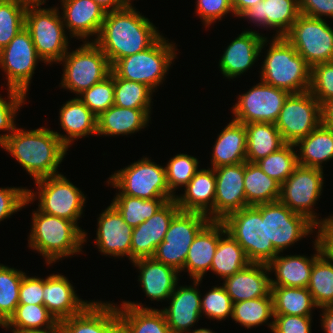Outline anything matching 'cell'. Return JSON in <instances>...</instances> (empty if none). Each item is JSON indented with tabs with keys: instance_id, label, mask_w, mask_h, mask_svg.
<instances>
[{
	"instance_id": "51",
	"label": "cell",
	"mask_w": 333,
	"mask_h": 333,
	"mask_svg": "<svg viewBox=\"0 0 333 333\" xmlns=\"http://www.w3.org/2000/svg\"><path fill=\"white\" fill-rule=\"evenodd\" d=\"M200 305L201 314L211 319L221 321L233 314V302L223 286L209 290L200 300Z\"/></svg>"
},
{
	"instance_id": "17",
	"label": "cell",
	"mask_w": 333,
	"mask_h": 333,
	"mask_svg": "<svg viewBox=\"0 0 333 333\" xmlns=\"http://www.w3.org/2000/svg\"><path fill=\"white\" fill-rule=\"evenodd\" d=\"M38 56L30 33L23 28L0 50V67L6 73L8 87L27 94Z\"/></svg>"
},
{
	"instance_id": "63",
	"label": "cell",
	"mask_w": 333,
	"mask_h": 333,
	"mask_svg": "<svg viewBox=\"0 0 333 333\" xmlns=\"http://www.w3.org/2000/svg\"><path fill=\"white\" fill-rule=\"evenodd\" d=\"M106 12L122 9L125 5L120 0H93Z\"/></svg>"
},
{
	"instance_id": "54",
	"label": "cell",
	"mask_w": 333,
	"mask_h": 333,
	"mask_svg": "<svg viewBox=\"0 0 333 333\" xmlns=\"http://www.w3.org/2000/svg\"><path fill=\"white\" fill-rule=\"evenodd\" d=\"M311 316L274 314L269 323L273 333H311Z\"/></svg>"
},
{
	"instance_id": "44",
	"label": "cell",
	"mask_w": 333,
	"mask_h": 333,
	"mask_svg": "<svg viewBox=\"0 0 333 333\" xmlns=\"http://www.w3.org/2000/svg\"><path fill=\"white\" fill-rule=\"evenodd\" d=\"M272 317L274 318L272 294L233 303L232 319L247 329L266 323Z\"/></svg>"
},
{
	"instance_id": "27",
	"label": "cell",
	"mask_w": 333,
	"mask_h": 333,
	"mask_svg": "<svg viewBox=\"0 0 333 333\" xmlns=\"http://www.w3.org/2000/svg\"><path fill=\"white\" fill-rule=\"evenodd\" d=\"M315 254L311 257L301 255L280 256L279 253L267 265L275 271L276 279L271 278V286L307 288L314 261L324 252L320 238L314 241Z\"/></svg>"
},
{
	"instance_id": "39",
	"label": "cell",
	"mask_w": 333,
	"mask_h": 333,
	"mask_svg": "<svg viewBox=\"0 0 333 333\" xmlns=\"http://www.w3.org/2000/svg\"><path fill=\"white\" fill-rule=\"evenodd\" d=\"M274 314L312 316L317 308L308 288L271 286Z\"/></svg>"
},
{
	"instance_id": "34",
	"label": "cell",
	"mask_w": 333,
	"mask_h": 333,
	"mask_svg": "<svg viewBox=\"0 0 333 333\" xmlns=\"http://www.w3.org/2000/svg\"><path fill=\"white\" fill-rule=\"evenodd\" d=\"M247 132L245 125L231 120L215 141L211 168L246 162Z\"/></svg>"
},
{
	"instance_id": "42",
	"label": "cell",
	"mask_w": 333,
	"mask_h": 333,
	"mask_svg": "<svg viewBox=\"0 0 333 333\" xmlns=\"http://www.w3.org/2000/svg\"><path fill=\"white\" fill-rule=\"evenodd\" d=\"M307 288L317 308L333 306V259L325 251L314 261Z\"/></svg>"
},
{
	"instance_id": "36",
	"label": "cell",
	"mask_w": 333,
	"mask_h": 333,
	"mask_svg": "<svg viewBox=\"0 0 333 333\" xmlns=\"http://www.w3.org/2000/svg\"><path fill=\"white\" fill-rule=\"evenodd\" d=\"M295 146L300 148L298 165L323 170L321 164L333 159V130L320 124Z\"/></svg>"
},
{
	"instance_id": "52",
	"label": "cell",
	"mask_w": 333,
	"mask_h": 333,
	"mask_svg": "<svg viewBox=\"0 0 333 333\" xmlns=\"http://www.w3.org/2000/svg\"><path fill=\"white\" fill-rule=\"evenodd\" d=\"M309 91L320 104L333 99V61L311 67Z\"/></svg>"
},
{
	"instance_id": "70",
	"label": "cell",
	"mask_w": 333,
	"mask_h": 333,
	"mask_svg": "<svg viewBox=\"0 0 333 333\" xmlns=\"http://www.w3.org/2000/svg\"><path fill=\"white\" fill-rule=\"evenodd\" d=\"M46 0H40V4H44Z\"/></svg>"
},
{
	"instance_id": "18",
	"label": "cell",
	"mask_w": 333,
	"mask_h": 333,
	"mask_svg": "<svg viewBox=\"0 0 333 333\" xmlns=\"http://www.w3.org/2000/svg\"><path fill=\"white\" fill-rule=\"evenodd\" d=\"M214 171V221H223L229 214L246 207L244 162L214 168Z\"/></svg>"
},
{
	"instance_id": "21",
	"label": "cell",
	"mask_w": 333,
	"mask_h": 333,
	"mask_svg": "<svg viewBox=\"0 0 333 333\" xmlns=\"http://www.w3.org/2000/svg\"><path fill=\"white\" fill-rule=\"evenodd\" d=\"M267 42V37H263L256 31H242L226 47L219 60V68L223 76L233 79L247 71L254 65Z\"/></svg>"
},
{
	"instance_id": "56",
	"label": "cell",
	"mask_w": 333,
	"mask_h": 333,
	"mask_svg": "<svg viewBox=\"0 0 333 333\" xmlns=\"http://www.w3.org/2000/svg\"><path fill=\"white\" fill-rule=\"evenodd\" d=\"M27 189L7 187L0 188V221L20 211L25 205Z\"/></svg>"
},
{
	"instance_id": "6",
	"label": "cell",
	"mask_w": 333,
	"mask_h": 333,
	"mask_svg": "<svg viewBox=\"0 0 333 333\" xmlns=\"http://www.w3.org/2000/svg\"><path fill=\"white\" fill-rule=\"evenodd\" d=\"M174 51L175 44L161 36L148 49L119 59L112 71L119 78L145 84L155 91L176 57Z\"/></svg>"
},
{
	"instance_id": "14",
	"label": "cell",
	"mask_w": 333,
	"mask_h": 333,
	"mask_svg": "<svg viewBox=\"0 0 333 333\" xmlns=\"http://www.w3.org/2000/svg\"><path fill=\"white\" fill-rule=\"evenodd\" d=\"M323 179L322 169L298 165L281 184L279 201L319 227L323 221L316 218L313 207L322 193Z\"/></svg>"
},
{
	"instance_id": "13",
	"label": "cell",
	"mask_w": 333,
	"mask_h": 333,
	"mask_svg": "<svg viewBox=\"0 0 333 333\" xmlns=\"http://www.w3.org/2000/svg\"><path fill=\"white\" fill-rule=\"evenodd\" d=\"M254 207L262 214V218H266L267 243H272L279 254L317 229L306 216L290 210L280 201Z\"/></svg>"
},
{
	"instance_id": "62",
	"label": "cell",
	"mask_w": 333,
	"mask_h": 333,
	"mask_svg": "<svg viewBox=\"0 0 333 333\" xmlns=\"http://www.w3.org/2000/svg\"><path fill=\"white\" fill-rule=\"evenodd\" d=\"M263 0H232L234 15L240 16L245 10Z\"/></svg>"
},
{
	"instance_id": "49",
	"label": "cell",
	"mask_w": 333,
	"mask_h": 333,
	"mask_svg": "<svg viewBox=\"0 0 333 333\" xmlns=\"http://www.w3.org/2000/svg\"><path fill=\"white\" fill-rule=\"evenodd\" d=\"M199 161L188 154H177L168 161L166 181L169 191L174 195L177 187H185L198 172Z\"/></svg>"
},
{
	"instance_id": "25",
	"label": "cell",
	"mask_w": 333,
	"mask_h": 333,
	"mask_svg": "<svg viewBox=\"0 0 333 333\" xmlns=\"http://www.w3.org/2000/svg\"><path fill=\"white\" fill-rule=\"evenodd\" d=\"M75 292L68 278L61 274H52L44 279V306L57 322L81 313L91 303L80 299Z\"/></svg>"
},
{
	"instance_id": "7",
	"label": "cell",
	"mask_w": 333,
	"mask_h": 333,
	"mask_svg": "<svg viewBox=\"0 0 333 333\" xmlns=\"http://www.w3.org/2000/svg\"><path fill=\"white\" fill-rule=\"evenodd\" d=\"M35 184L39 192L36 191L35 193L27 189V198L24 205L31 203L38 196L39 211L77 224L83 214L86 201L79 188L73 185L63 174L37 179Z\"/></svg>"
},
{
	"instance_id": "41",
	"label": "cell",
	"mask_w": 333,
	"mask_h": 333,
	"mask_svg": "<svg viewBox=\"0 0 333 333\" xmlns=\"http://www.w3.org/2000/svg\"><path fill=\"white\" fill-rule=\"evenodd\" d=\"M175 198L141 199L116 193L112 205L118 210L123 220L131 227H137L152 217L167 201Z\"/></svg>"
},
{
	"instance_id": "5",
	"label": "cell",
	"mask_w": 333,
	"mask_h": 333,
	"mask_svg": "<svg viewBox=\"0 0 333 333\" xmlns=\"http://www.w3.org/2000/svg\"><path fill=\"white\" fill-rule=\"evenodd\" d=\"M40 5L42 4L27 5L25 29L30 33L42 61L45 64L59 63L69 48L63 19L57 7L41 9Z\"/></svg>"
},
{
	"instance_id": "47",
	"label": "cell",
	"mask_w": 333,
	"mask_h": 333,
	"mask_svg": "<svg viewBox=\"0 0 333 333\" xmlns=\"http://www.w3.org/2000/svg\"><path fill=\"white\" fill-rule=\"evenodd\" d=\"M27 5L22 0H0V50L25 28Z\"/></svg>"
},
{
	"instance_id": "48",
	"label": "cell",
	"mask_w": 333,
	"mask_h": 333,
	"mask_svg": "<svg viewBox=\"0 0 333 333\" xmlns=\"http://www.w3.org/2000/svg\"><path fill=\"white\" fill-rule=\"evenodd\" d=\"M25 273L0 264V317L6 322L19 305V290Z\"/></svg>"
},
{
	"instance_id": "40",
	"label": "cell",
	"mask_w": 333,
	"mask_h": 333,
	"mask_svg": "<svg viewBox=\"0 0 333 333\" xmlns=\"http://www.w3.org/2000/svg\"><path fill=\"white\" fill-rule=\"evenodd\" d=\"M249 263L251 262L247 259L243 248L229 232L225 231L218 241L210 270L225 279L245 268Z\"/></svg>"
},
{
	"instance_id": "10",
	"label": "cell",
	"mask_w": 333,
	"mask_h": 333,
	"mask_svg": "<svg viewBox=\"0 0 333 333\" xmlns=\"http://www.w3.org/2000/svg\"><path fill=\"white\" fill-rule=\"evenodd\" d=\"M108 185L119 189V193L141 199L175 198L168 188L165 167L157 165L147 157L114 172Z\"/></svg>"
},
{
	"instance_id": "2",
	"label": "cell",
	"mask_w": 333,
	"mask_h": 333,
	"mask_svg": "<svg viewBox=\"0 0 333 333\" xmlns=\"http://www.w3.org/2000/svg\"><path fill=\"white\" fill-rule=\"evenodd\" d=\"M34 180L56 176L68 148L55 131L45 127L34 130H15L1 144Z\"/></svg>"
},
{
	"instance_id": "4",
	"label": "cell",
	"mask_w": 333,
	"mask_h": 333,
	"mask_svg": "<svg viewBox=\"0 0 333 333\" xmlns=\"http://www.w3.org/2000/svg\"><path fill=\"white\" fill-rule=\"evenodd\" d=\"M270 42L260 81L290 94L309 91L311 67L304 58L283 36H274Z\"/></svg>"
},
{
	"instance_id": "43",
	"label": "cell",
	"mask_w": 333,
	"mask_h": 333,
	"mask_svg": "<svg viewBox=\"0 0 333 333\" xmlns=\"http://www.w3.org/2000/svg\"><path fill=\"white\" fill-rule=\"evenodd\" d=\"M4 328L12 330L61 328L59 322L44 305L19 304L5 322Z\"/></svg>"
},
{
	"instance_id": "16",
	"label": "cell",
	"mask_w": 333,
	"mask_h": 333,
	"mask_svg": "<svg viewBox=\"0 0 333 333\" xmlns=\"http://www.w3.org/2000/svg\"><path fill=\"white\" fill-rule=\"evenodd\" d=\"M289 92L263 83L262 81L239 95L233 105V120L248 124L252 122L273 123L277 121Z\"/></svg>"
},
{
	"instance_id": "57",
	"label": "cell",
	"mask_w": 333,
	"mask_h": 333,
	"mask_svg": "<svg viewBox=\"0 0 333 333\" xmlns=\"http://www.w3.org/2000/svg\"><path fill=\"white\" fill-rule=\"evenodd\" d=\"M44 279L23 275L19 290V304L44 305L43 301Z\"/></svg>"
},
{
	"instance_id": "3",
	"label": "cell",
	"mask_w": 333,
	"mask_h": 333,
	"mask_svg": "<svg viewBox=\"0 0 333 333\" xmlns=\"http://www.w3.org/2000/svg\"><path fill=\"white\" fill-rule=\"evenodd\" d=\"M28 245L43 257L47 265L81 252L87 233L75 222L33 211Z\"/></svg>"
},
{
	"instance_id": "20",
	"label": "cell",
	"mask_w": 333,
	"mask_h": 333,
	"mask_svg": "<svg viewBox=\"0 0 333 333\" xmlns=\"http://www.w3.org/2000/svg\"><path fill=\"white\" fill-rule=\"evenodd\" d=\"M95 243L101 253L131 260L133 227L129 226L118 210L110 204L98 218Z\"/></svg>"
},
{
	"instance_id": "66",
	"label": "cell",
	"mask_w": 333,
	"mask_h": 333,
	"mask_svg": "<svg viewBox=\"0 0 333 333\" xmlns=\"http://www.w3.org/2000/svg\"><path fill=\"white\" fill-rule=\"evenodd\" d=\"M25 1L28 4H34V3H39L40 4V0H22Z\"/></svg>"
},
{
	"instance_id": "50",
	"label": "cell",
	"mask_w": 333,
	"mask_h": 333,
	"mask_svg": "<svg viewBox=\"0 0 333 333\" xmlns=\"http://www.w3.org/2000/svg\"><path fill=\"white\" fill-rule=\"evenodd\" d=\"M79 99L95 115L99 116L114 105V72L79 95Z\"/></svg>"
},
{
	"instance_id": "29",
	"label": "cell",
	"mask_w": 333,
	"mask_h": 333,
	"mask_svg": "<svg viewBox=\"0 0 333 333\" xmlns=\"http://www.w3.org/2000/svg\"><path fill=\"white\" fill-rule=\"evenodd\" d=\"M226 227L222 221H210L195 237L189 247L184 268L193 280H202L211 269L220 236Z\"/></svg>"
},
{
	"instance_id": "60",
	"label": "cell",
	"mask_w": 333,
	"mask_h": 333,
	"mask_svg": "<svg viewBox=\"0 0 333 333\" xmlns=\"http://www.w3.org/2000/svg\"><path fill=\"white\" fill-rule=\"evenodd\" d=\"M321 124L333 130V99L321 104Z\"/></svg>"
},
{
	"instance_id": "61",
	"label": "cell",
	"mask_w": 333,
	"mask_h": 333,
	"mask_svg": "<svg viewBox=\"0 0 333 333\" xmlns=\"http://www.w3.org/2000/svg\"><path fill=\"white\" fill-rule=\"evenodd\" d=\"M322 311V319L321 326L326 333H333V306H327L321 308Z\"/></svg>"
},
{
	"instance_id": "32",
	"label": "cell",
	"mask_w": 333,
	"mask_h": 333,
	"mask_svg": "<svg viewBox=\"0 0 333 333\" xmlns=\"http://www.w3.org/2000/svg\"><path fill=\"white\" fill-rule=\"evenodd\" d=\"M120 306L117 310L123 333H173L161 310L129 301H123Z\"/></svg>"
},
{
	"instance_id": "53",
	"label": "cell",
	"mask_w": 333,
	"mask_h": 333,
	"mask_svg": "<svg viewBox=\"0 0 333 333\" xmlns=\"http://www.w3.org/2000/svg\"><path fill=\"white\" fill-rule=\"evenodd\" d=\"M8 99H3L0 95V130L6 134H0V144L8 138L15 130V118L21 105L26 101L25 93L8 87ZM9 132V133H8Z\"/></svg>"
},
{
	"instance_id": "68",
	"label": "cell",
	"mask_w": 333,
	"mask_h": 333,
	"mask_svg": "<svg viewBox=\"0 0 333 333\" xmlns=\"http://www.w3.org/2000/svg\"><path fill=\"white\" fill-rule=\"evenodd\" d=\"M5 321L0 317V326L4 327Z\"/></svg>"
},
{
	"instance_id": "59",
	"label": "cell",
	"mask_w": 333,
	"mask_h": 333,
	"mask_svg": "<svg viewBox=\"0 0 333 333\" xmlns=\"http://www.w3.org/2000/svg\"><path fill=\"white\" fill-rule=\"evenodd\" d=\"M322 221L316 236L320 238L324 251L333 259V215Z\"/></svg>"
},
{
	"instance_id": "37",
	"label": "cell",
	"mask_w": 333,
	"mask_h": 333,
	"mask_svg": "<svg viewBox=\"0 0 333 333\" xmlns=\"http://www.w3.org/2000/svg\"><path fill=\"white\" fill-rule=\"evenodd\" d=\"M244 125L247 132L246 162L256 163L286 144L273 123L252 122Z\"/></svg>"
},
{
	"instance_id": "45",
	"label": "cell",
	"mask_w": 333,
	"mask_h": 333,
	"mask_svg": "<svg viewBox=\"0 0 333 333\" xmlns=\"http://www.w3.org/2000/svg\"><path fill=\"white\" fill-rule=\"evenodd\" d=\"M154 92L145 84L119 78L114 73V105L132 109H151Z\"/></svg>"
},
{
	"instance_id": "23",
	"label": "cell",
	"mask_w": 333,
	"mask_h": 333,
	"mask_svg": "<svg viewBox=\"0 0 333 333\" xmlns=\"http://www.w3.org/2000/svg\"><path fill=\"white\" fill-rule=\"evenodd\" d=\"M59 324L61 333H115L120 328L117 305L97 301Z\"/></svg>"
},
{
	"instance_id": "64",
	"label": "cell",
	"mask_w": 333,
	"mask_h": 333,
	"mask_svg": "<svg viewBox=\"0 0 333 333\" xmlns=\"http://www.w3.org/2000/svg\"><path fill=\"white\" fill-rule=\"evenodd\" d=\"M13 333H61V328L12 330Z\"/></svg>"
},
{
	"instance_id": "69",
	"label": "cell",
	"mask_w": 333,
	"mask_h": 333,
	"mask_svg": "<svg viewBox=\"0 0 333 333\" xmlns=\"http://www.w3.org/2000/svg\"><path fill=\"white\" fill-rule=\"evenodd\" d=\"M115 333H123L121 328H119Z\"/></svg>"
},
{
	"instance_id": "55",
	"label": "cell",
	"mask_w": 333,
	"mask_h": 333,
	"mask_svg": "<svg viewBox=\"0 0 333 333\" xmlns=\"http://www.w3.org/2000/svg\"><path fill=\"white\" fill-rule=\"evenodd\" d=\"M196 12L208 27L226 14H234L232 0H197Z\"/></svg>"
},
{
	"instance_id": "58",
	"label": "cell",
	"mask_w": 333,
	"mask_h": 333,
	"mask_svg": "<svg viewBox=\"0 0 333 333\" xmlns=\"http://www.w3.org/2000/svg\"><path fill=\"white\" fill-rule=\"evenodd\" d=\"M298 1L300 14L320 19H323L324 16L333 18V0Z\"/></svg>"
},
{
	"instance_id": "19",
	"label": "cell",
	"mask_w": 333,
	"mask_h": 333,
	"mask_svg": "<svg viewBox=\"0 0 333 333\" xmlns=\"http://www.w3.org/2000/svg\"><path fill=\"white\" fill-rule=\"evenodd\" d=\"M179 211L176 200H169L152 217L133 228L131 262L153 256L156 247L164 240L171 220Z\"/></svg>"
},
{
	"instance_id": "46",
	"label": "cell",
	"mask_w": 333,
	"mask_h": 333,
	"mask_svg": "<svg viewBox=\"0 0 333 333\" xmlns=\"http://www.w3.org/2000/svg\"><path fill=\"white\" fill-rule=\"evenodd\" d=\"M294 147L296 148L295 144L286 143L278 151L257 161L256 164L264 173L281 185L298 166L297 153Z\"/></svg>"
},
{
	"instance_id": "9",
	"label": "cell",
	"mask_w": 333,
	"mask_h": 333,
	"mask_svg": "<svg viewBox=\"0 0 333 333\" xmlns=\"http://www.w3.org/2000/svg\"><path fill=\"white\" fill-rule=\"evenodd\" d=\"M222 222L250 262L268 264L278 254L272 243H267L266 218L254 206L235 211Z\"/></svg>"
},
{
	"instance_id": "38",
	"label": "cell",
	"mask_w": 333,
	"mask_h": 333,
	"mask_svg": "<svg viewBox=\"0 0 333 333\" xmlns=\"http://www.w3.org/2000/svg\"><path fill=\"white\" fill-rule=\"evenodd\" d=\"M280 187L256 163L244 162L246 207L279 201Z\"/></svg>"
},
{
	"instance_id": "15",
	"label": "cell",
	"mask_w": 333,
	"mask_h": 333,
	"mask_svg": "<svg viewBox=\"0 0 333 333\" xmlns=\"http://www.w3.org/2000/svg\"><path fill=\"white\" fill-rule=\"evenodd\" d=\"M320 124L321 104L310 91L290 94L275 122L287 144H296Z\"/></svg>"
},
{
	"instance_id": "8",
	"label": "cell",
	"mask_w": 333,
	"mask_h": 333,
	"mask_svg": "<svg viewBox=\"0 0 333 333\" xmlns=\"http://www.w3.org/2000/svg\"><path fill=\"white\" fill-rule=\"evenodd\" d=\"M64 62L61 87L80 95L111 74L112 66L103 51L92 41H85L78 49L68 52Z\"/></svg>"
},
{
	"instance_id": "31",
	"label": "cell",
	"mask_w": 333,
	"mask_h": 333,
	"mask_svg": "<svg viewBox=\"0 0 333 333\" xmlns=\"http://www.w3.org/2000/svg\"><path fill=\"white\" fill-rule=\"evenodd\" d=\"M135 267H139L138 281L141 287L152 300L169 299L178 284V271L171 266L156 261L152 257L133 260Z\"/></svg>"
},
{
	"instance_id": "22",
	"label": "cell",
	"mask_w": 333,
	"mask_h": 333,
	"mask_svg": "<svg viewBox=\"0 0 333 333\" xmlns=\"http://www.w3.org/2000/svg\"><path fill=\"white\" fill-rule=\"evenodd\" d=\"M193 281V287L176 285L169 297L170 306L161 309L167 325L173 333H188L191 331L189 328L202 317L200 305L202 296L196 287L202 280Z\"/></svg>"
},
{
	"instance_id": "67",
	"label": "cell",
	"mask_w": 333,
	"mask_h": 333,
	"mask_svg": "<svg viewBox=\"0 0 333 333\" xmlns=\"http://www.w3.org/2000/svg\"><path fill=\"white\" fill-rule=\"evenodd\" d=\"M120 1L126 6H130L132 4V3H130L131 0H120Z\"/></svg>"
},
{
	"instance_id": "33",
	"label": "cell",
	"mask_w": 333,
	"mask_h": 333,
	"mask_svg": "<svg viewBox=\"0 0 333 333\" xmlns=\"http://www.w3.org/2000/svg\"><path fill=\"white\" fill-rule=\"evenodd\" d=\"M60 124L67 135L55 131L61 142L69 148L75 139L97 134V116L79 99L66 101L60 108ZM71 144V145H70Z\"/></svg>"
},
{
	"instance_id": "28",
	"label": "cell",
	"mask_w": 333,
	"mask_h": 333,
	"mask_svg": "<svg viewBox=\"0 0 333 333\" xmlns=\"http://www.w3.org/2000/svg\"><path fill=\"white\" fill-rule=\"evenodd\" d=\"M300 15L298 0H263L245 10L239 17L264 28H277V35L284 36Z\"/></svg>"
},
{
	"instance_id": "30",
	"label": "cell",
	"mask_w": 333,
	"mask_h": 333,
	"mask_svg": "<svg viewBox=\"0 0 333 333\" xmlns=\"http://www.w3.org/2000/svg\"><path fill=\"white\" fill-rule=\"evenodd\" d=\"M215 186L214 168L198 170L185 186V193L175 196L180 211L199 212L214 221Z\"/></svg>"
},
{
	"instance_id": "65",
	"label": "cell",
	"mask_w": 333,
	"mask_h": 333,
	"mask_svg": "<svg viewBox=\"0 0 333 333\" xmlns=\"http://www.w3.org/2000/svg\"><path fill=\"white\" fill-rule=\"evenodd\" d=\"M188 333H214V332L207 328H200V329H195L192 332L190 331Z\"/></svg>"
},
{
	"instance_id": "35",
	"label": "cell",
	"mask_w": 333,
	"mask_h": 333,
	"mask_svg": "<svg viewBox=\"0 0 333 333\" xmlns=\"http://www.w3.org/2000/svg\"><path fill=\"white\" fill-rule=\"evenodd\" d=\"M150 109H132L111 106L97 117V134L105 136L129 135L145 128L149 122Z\"/></svg>"
},
{
	"instance_id": "26",
	"label": "cell",
	"mask_w": 333,
	"mask_h": 333,
	"mask_svg": "<svg viewBox=\"0 0 333 333\" xmlns=\"http://www.w3.org/2000/svg\"><path fill=\"white\" fill-rule=\"evenodd\" d=\"M269 268L264 263H249L232 276L226 277L222 285L233 303L267 297L271 294Z\"/></svg>"
},
{
	"instance_id": "1",
	"label": "cell",
	"mask_w": 333,
	"mask_h": 333,
	"mask_svg": "<svg viewBox=\"0 0 333 333\" xmlns=\"http://www.w3.org/2000/svg\"><path fill=\"white\" fill-rule=\"evenodd\" d=\"M132 5L106 12L94 43L107 56L111 66L119 59L151 47L162 35L148 18Z\"/></svg>"
},
{
	"instance_id": "11",
	"label": "cell",
	"mask_w": 333,
	"mask_h": 333,
	"mask_svg": "<svg viewBox=\"0 0 333 333\" xmlns=\"http://www.w3.org/2000/svg\"><path fill=\"white\" fill-rule=\"evenodd\" d=\"M199 212L179 211L171 220L164 240L152 256L158 262L182 271L188 250L197 234L210 222Z\"/></svg>"
},
{
	"instance_id": "12",
	"label": "cell",
	"mask_w": 333,
	"mask_h": 333,
	"mask_svg": "<svg viewBox=\"0 0 333 333\" xmlns=\"http://www.w3.org/2000/svg\"><path fill=\"white\" fill-rule=\"evenodd\" d=\"M283 37L310 67L333 61V29L325 19L300 14Z\"/></svg>"
},
{
	"instance_id": "24",
	"label": "cell",
	"mask_w": 333,
	"mask_h": 333,
	"mask_svg": "<svg viewBox=\"0 0 333 333\" xmlns=\"http://www.w3.org/2000/svg\"><path fill=\"white\" fill-rule=\"evenodd\" d=\"M61 5L63 24L71 38L85 40L96 35L94 42L100 33L106 11L93 0H61Z\"/></svg>"
}]
</instances>
